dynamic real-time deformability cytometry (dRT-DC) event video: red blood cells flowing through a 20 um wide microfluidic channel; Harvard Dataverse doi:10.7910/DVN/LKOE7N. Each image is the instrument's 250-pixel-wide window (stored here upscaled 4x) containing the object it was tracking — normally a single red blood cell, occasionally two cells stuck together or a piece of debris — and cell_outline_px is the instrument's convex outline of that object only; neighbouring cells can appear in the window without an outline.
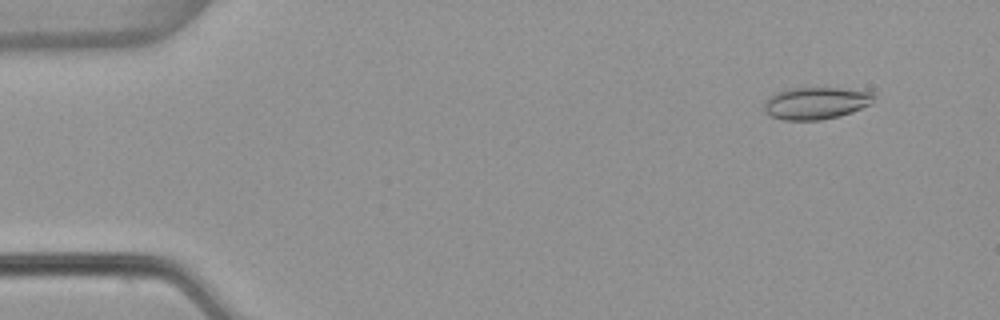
{"species": "common noctule bat (a hibernating species)", "species_latin": "Nyctalus noctula", "temperature_condition": "warm", "stored_images_in_passage": 54, "camera_frame_rate_fps": 3000, "um_per_image_px": 0.085, "animal": {"sex": "female", "body_mass_g": 22.7, "forearm_length_mm": 54.2}, "frame": {"image": 1, "passage_image": 5, "time_ms": 1.333, "image_size_px": [1000, 320], "cell_outline_px": [[876, 96], [872, 104], [852, 112], [840, 116], [820, 120], [784, 120], [772, 116], [764, 112], [764, 100], [776, 92], [788, 88], [840, 88], [872, 92]], "centroid_in_image_um": [69.36, 8.76], "position_along_channel_um": 15.6, "area_um2": 20.75}}
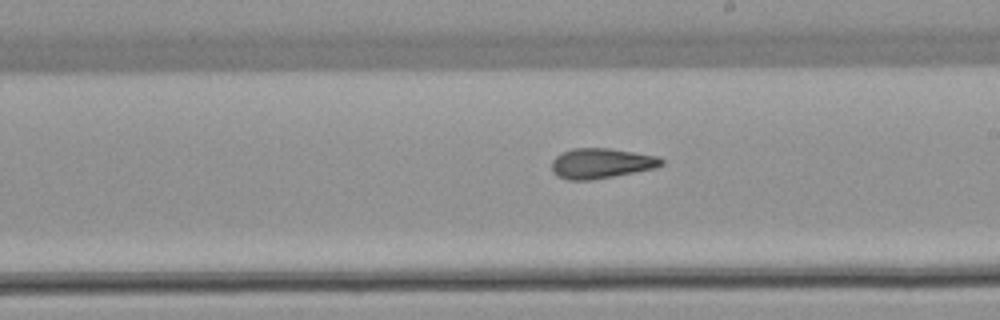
{"frame": {"image": 2, "passage_image": 31, "time_ms": 10.0, "image_size_px": [1000, 320], "cell_outline_px": [[664, 164], [656, 168], [592, 180], [568, 180], [556, 176], [552, 172], [552, 160], [560, 152], [572, 148], [608, 148], [660, 156], [664, 160]], "centroid_in_image_um": [51.1, 13.88], "position_along_channel_um": 237.9, "area_um2": 19.54}}
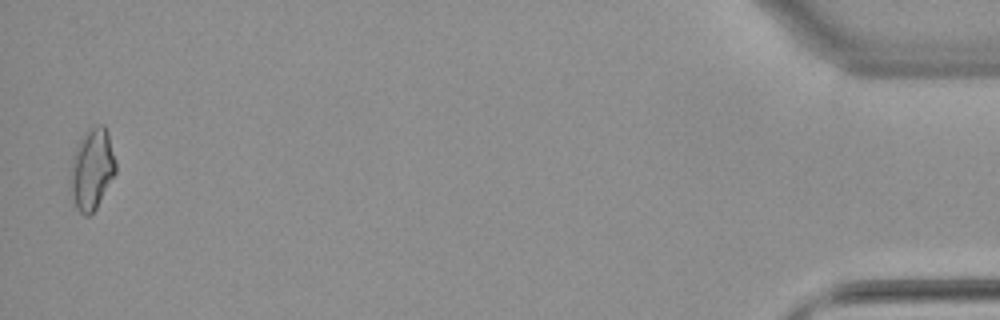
{"frame": {"image": 3, "passage_image": 53, "time_ms": 17.333, "image_size_px": [1000, 320], "cell_outline_px": [[116, 172], [96, 208], [88, 216], [84, 216], [76, 208], [68, 188], [68, 176], [72, 156], [80, 140], [96, 124], [104, 124], [108, 132], [116, 160]], "centroid_in_image_um": [7.78, 14.4], "position_along_channel_um": 427.4, "area_um2": 21.73}, "authors_computed_cell_mechanics": {"area_um2": 19.4208, "velocity_mm_per_s": 3.8387, "shape_relaxation_time_tau1_ms": null, "shape_relaxation_time_tau2_ms": 3.4345, "deformation_change_tau1": null, "deformation_change_tau2": 0.1243}}